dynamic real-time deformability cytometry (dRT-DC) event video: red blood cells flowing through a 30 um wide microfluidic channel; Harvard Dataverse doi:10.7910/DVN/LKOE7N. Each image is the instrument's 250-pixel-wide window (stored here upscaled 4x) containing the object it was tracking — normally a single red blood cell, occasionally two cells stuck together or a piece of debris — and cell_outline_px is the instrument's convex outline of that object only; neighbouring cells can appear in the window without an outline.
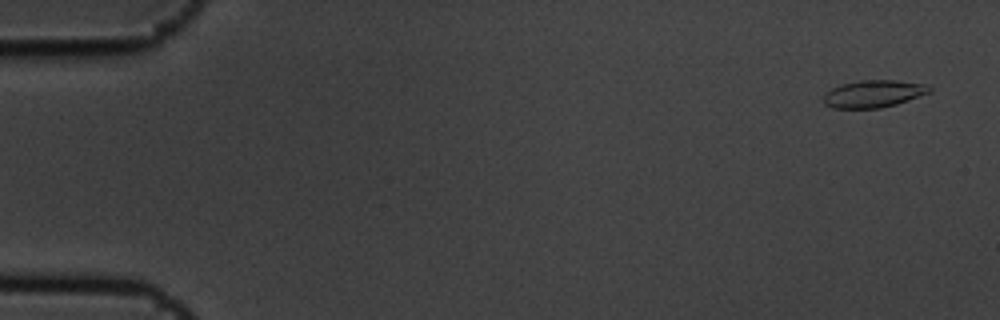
{"species": "common noctule bat (a hibernating species)", "species_latin": "Nyctalus noctula", "temperature_condition": "cold", "stored_images_in_passage": 15, "camera_frame_rate_fps": 3000, "um_per_image_px": 0.085, "animal": {"sex": "male", "body_mass_g": 19.5, "forearm_length_mm": 54.6}, "frame": {"image": 1, "passage_image": 1, "time_ms": 0.0, "image_size_px": [1000, 320], "cell_outline_px": [[932, 88], [928, 92], [908, 100], [896, 104], [880, 108], [832, 108], [824, 104], [824, 92], [840, 84], [860, 80], [896, 80], [928, 84]], "centroid_in_image_um": [74.21, 7.96], "position_along_channel_um": 10.8, "area_um2": 16.88}}
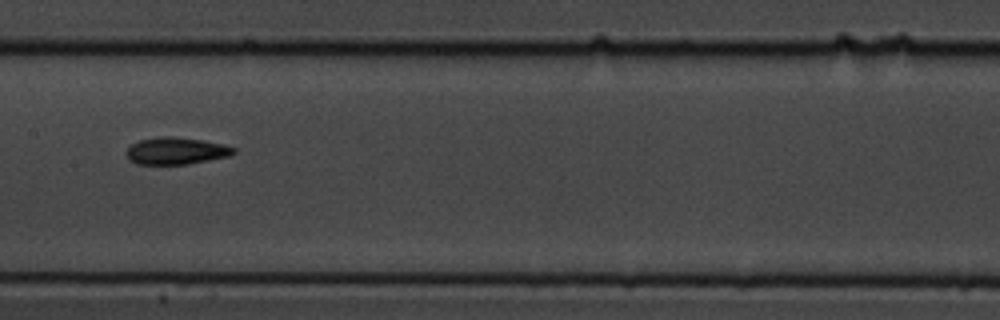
{"frame": {"image": 2, "passage_image": 8, "time_ms": 2.333, "image_size_px": [1000, 320], "cell_outline_px": [[236, 152], [228, 156], [188, 164], [136, 164], [128, 160], [124, 152], [132, 144], [140, 140], [164, 136], [168, 136], [200, 140], [224, 144], [236, 148]], "centroid_in_image_um": [14.94, 12.83], "position_along_channel_um": 192.5, "area_um2": 16.82}}
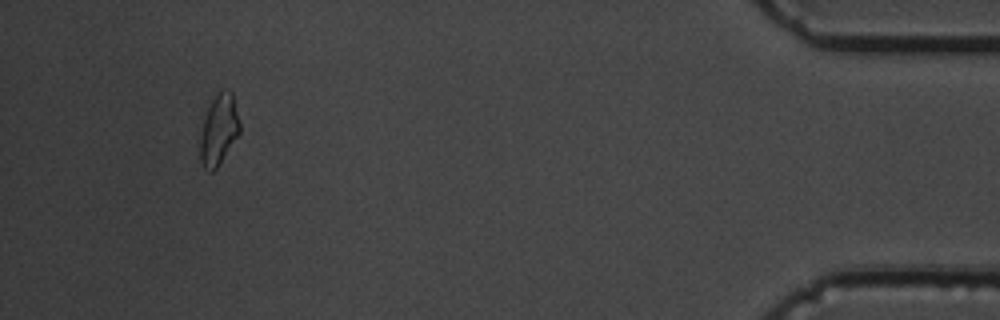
{"frame": {"image": 3, "passage_image": 14, "time_ms": 4.333, "image_size_px": [1000, 320], "cell_outline_px": [[240, 132], [216, 168], [212, 172], [208, 172], [204, 168], [200, 160], [200, 140], [204, 116], [216, 92], [220, 88], [228, 88], [232, 92], [240, 124]], "centroid_in_image_um": [18.59, 10.98], "position_along_channel_um": 416.6, "area_um2": 16.3}}